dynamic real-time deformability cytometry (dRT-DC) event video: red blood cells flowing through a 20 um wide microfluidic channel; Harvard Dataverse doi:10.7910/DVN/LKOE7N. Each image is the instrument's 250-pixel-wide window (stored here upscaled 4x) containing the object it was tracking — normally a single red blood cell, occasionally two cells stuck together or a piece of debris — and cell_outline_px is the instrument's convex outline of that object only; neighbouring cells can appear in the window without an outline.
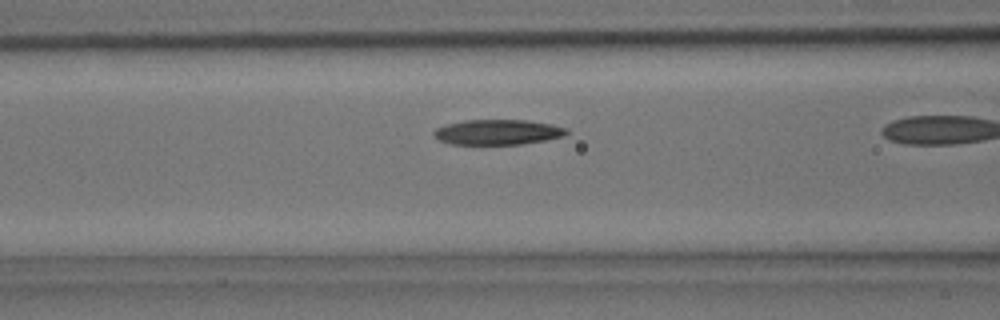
{"species": "common noctule bat (a hibernating species)", "species_latin": "Nyctalus noctula", "temperature_condition": "room temperature", "stored_images_in_passage": 10, "camera_frame_rate_fps": 3000, "um_per_image_px": 0.085, "animal": {"sex": "male", "body_mass_g": 15.6}, "frame": {"image": 1, "passage_image": 4, "time_ms": 1.0, "image_size_px": [1000, 320], "cell_outline_px": [[568, 132], [564, 136], [544, 140], [520, 144], [448, 144], [440, 140], [432, 132], [436, 128], [444, 124], [464, 120], [528, 120], [552, 124], [568, 128]], "centroid_in_image_um": [42.3, 11.22], "position_along_channel_um": 124.3, "area_um2": 19.54}}